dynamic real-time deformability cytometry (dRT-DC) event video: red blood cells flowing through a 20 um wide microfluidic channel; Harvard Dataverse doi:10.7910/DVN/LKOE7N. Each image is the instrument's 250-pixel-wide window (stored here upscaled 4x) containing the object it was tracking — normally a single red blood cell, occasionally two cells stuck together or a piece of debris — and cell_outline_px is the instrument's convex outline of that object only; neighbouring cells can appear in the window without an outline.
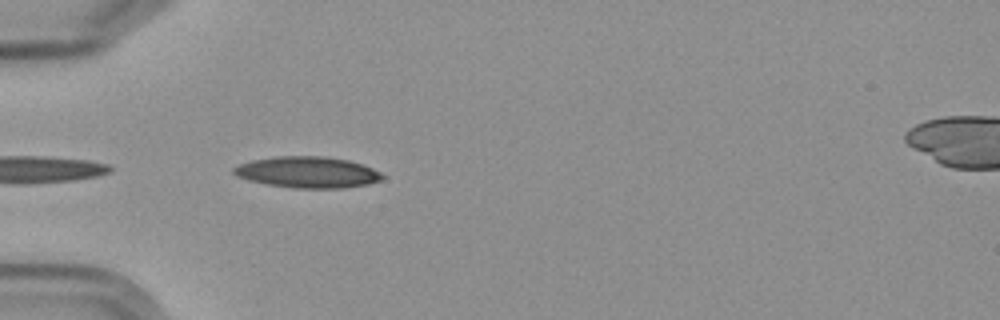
{"species": "Egyptian fruit bat (a non-hibernating species)", "species_latin": "Rousettus aegyptiacus", "temperature_condition": "cold", "stored_images_in_passage": 4, "camera_frame_rate_fps": 3000, "um_per_image_px": 0.085, "frame": {"image": 1, "passage_image": 4, "time_ms": 4.333, "image_size_px": [1000, 320], "cell_outline_px": [[384, 176], [380, 180], [368, 184], [344, 188], [292, 188], [268, 184], [248, 180], [236, 176], [232, 172], [232, 168], [240, 164], [252, 160], [276, 156], [324, 156], [348, 160], [364, 164], [380, 172]], "centroid_in_image_um": [26.14, 14.64], "position_along_channel_um": 58.9, "area_um2": 27.11}}